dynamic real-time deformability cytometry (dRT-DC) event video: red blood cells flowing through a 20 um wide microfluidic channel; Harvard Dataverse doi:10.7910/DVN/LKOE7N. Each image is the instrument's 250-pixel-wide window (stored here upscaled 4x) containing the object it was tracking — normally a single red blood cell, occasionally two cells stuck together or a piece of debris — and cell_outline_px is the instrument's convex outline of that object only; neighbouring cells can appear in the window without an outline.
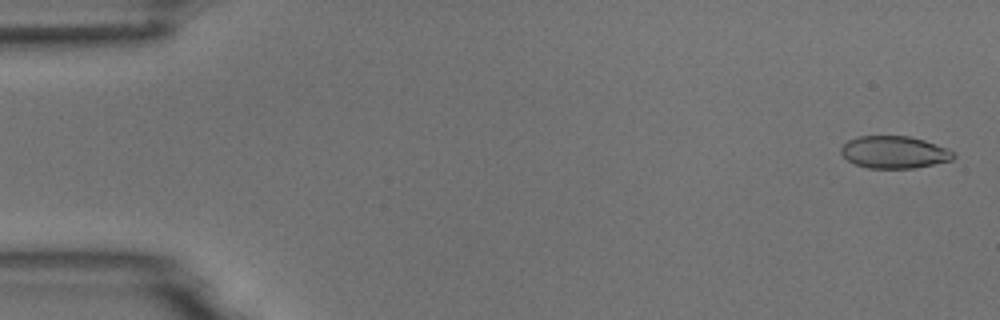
{"species": "common noctule bat (a hibernating species)", "species_latin": "Nyctalus noctula", "temperature_condition": "room temperature", "stored_images_in_passage": 6, "camera_frame_rate_fps": 3000, "um_per_image_px": 0.085, "animal": {"sex": "male", "body_mass_g": 18.8}, "frame": {"image": 1, "passage_image": 1, "time_ms": 0.0, "image_size_px": [1000, 320], "cell_outline_px": [[956, 156], [952, 160], [912, 168], [868, 168], [856, 164], [848, 160], [840, 152], [840, 148], [848, 140], [860, 136], [908, 136], [924, 140], [944, 148], [952, 152]], "centroid_in_image_um": [75.97, 12.93], "position_along_channel_um": 9.0, "area_um2": 20.81}}
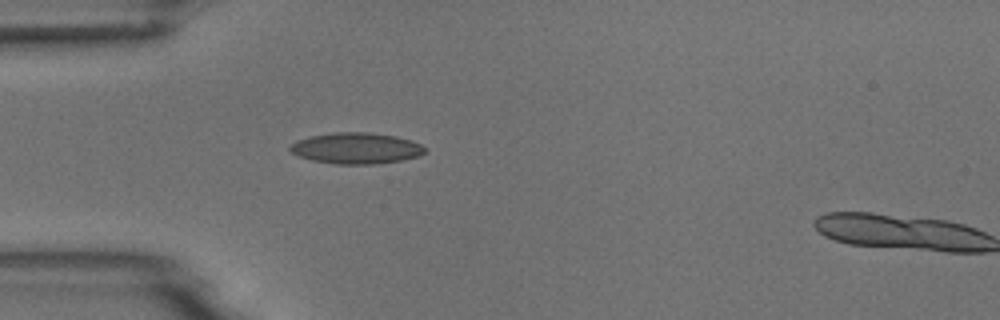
{"frame": {"image": 2, "passage_image": 5, "time_ms": 4.667, "image_size_px": [1000, 320], "cell_outline_px": [[428, 152], [420, 156], [400, 160], [372, 164], [336, 164], [312, 160], [300, 156], [292, 152], [288, 148], [296, 140], [308, 136], [336, 132], [372, 132], [396, 136], [412, 140], [428, 148]], "centroid_in_image_um": [30.32, 12.59], "position_along_channel_um": 54.7, "area_um2": 24.62}}